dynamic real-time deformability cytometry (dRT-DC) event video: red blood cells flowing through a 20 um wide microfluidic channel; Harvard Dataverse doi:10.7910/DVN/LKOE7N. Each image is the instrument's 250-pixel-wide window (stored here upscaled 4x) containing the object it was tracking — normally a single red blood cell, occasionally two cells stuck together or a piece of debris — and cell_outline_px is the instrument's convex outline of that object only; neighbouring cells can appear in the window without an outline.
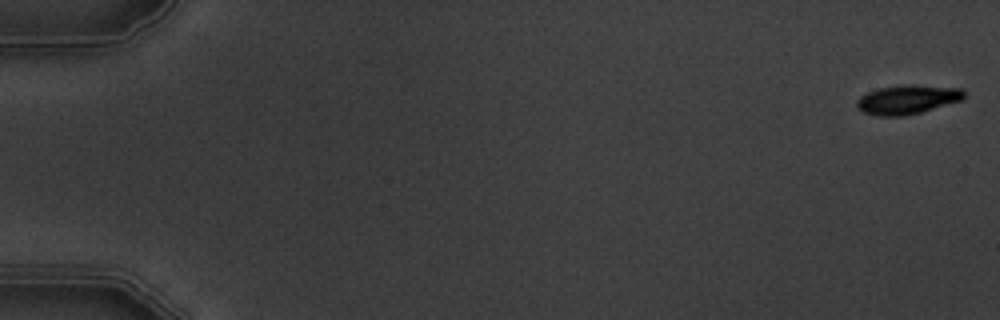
{"species": "common noctule bat (a hibernating species)", "species_latin": "Nyctalus noctula", "temperature_condition": "warm", "stored_images_in_passage": 6, "camera_frame_rate_fps": 3000, "um_per_image_px": 0.085, "animal": {"sex": "male", "body_mass_g": 19.5, "forearm_length_mm": 54.6}, "frame": {"image": 1, "passage_image": 1, "time_ms": 0.0, "image_size_px": [1000, 320], "cell_outline_px": [[964, 100], [920, 112], [904, 116], [880, 116], [864, 112], [856, 104], [856, 100], [860, 96], [868, 92], [880, 88], [904, 84], [912, 84], [964, 88]], "centroid_in_image_um": [77.18, 8.44], "position_along_channel_um": 7.8, "area_um2": 18.26}}
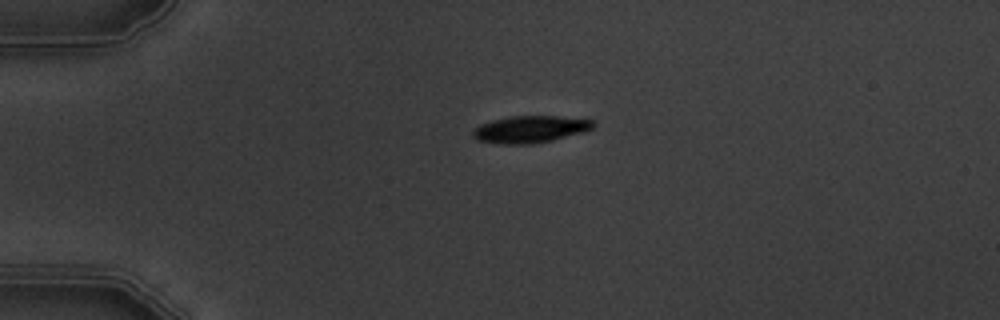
{"frame": {"image": 2, "passage_image": 5, "time_ms": 4.333, "image_size_px": [1000, 320], "cell_outline_px": [[596, 124], [592, 128], [584, 132], [552, 140], [532, 144], [500, 144], [476, 140], [472, 136], [472, 128], [480, 124], [492, 120], [512, 116], [556, 116], [592, 120]], "centroid_in_image_um": [45.02, 10.99], "position_along_channel_um": 40.0, "area_um2": 19.02}}